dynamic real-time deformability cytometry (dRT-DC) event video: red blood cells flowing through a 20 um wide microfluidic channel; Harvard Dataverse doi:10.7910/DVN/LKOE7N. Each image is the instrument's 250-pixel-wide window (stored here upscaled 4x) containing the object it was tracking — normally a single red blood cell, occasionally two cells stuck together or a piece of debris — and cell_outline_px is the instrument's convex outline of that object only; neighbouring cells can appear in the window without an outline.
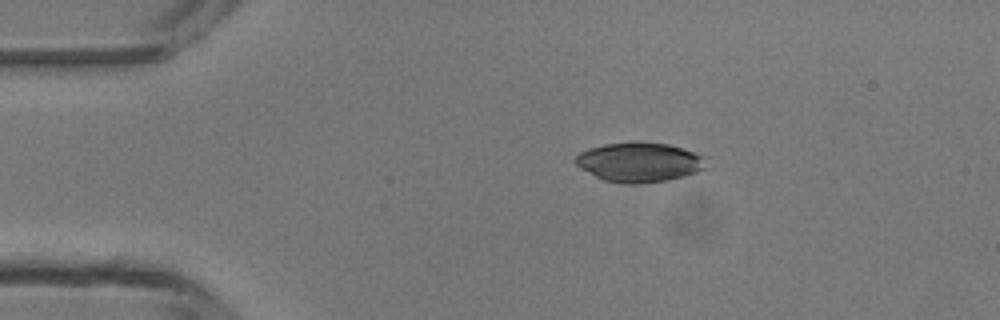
{"species": "common noctule bat (a hibernating species)", "species_latin": "Nyctalus noctula", "temperature_condition": "room temperature", "stored_images_in_passage": 2, "camera_frame_rate_fps": 3000, "um_per_image_px": 0.085, "animal": {"sex": "male", "body_mass_g": 13.3}, "frame": {"image": 1, "passage_image": 1, "time_ms": 0.0, "image_size_px": [1000, 320], "cell_outline_px": [[708, 168], [684, 176], [668, 180], [640, 184], [624, 184], [604, 180], [580, 168], [572, 160], [580, 152], [588, 148], [604, 144], [636, 140], [668, 144], [704, 156]], "centroid_in_image_um": [54.33, 13.78], "position_along_channel_um": 30.7, "area_um2": 30.52}}